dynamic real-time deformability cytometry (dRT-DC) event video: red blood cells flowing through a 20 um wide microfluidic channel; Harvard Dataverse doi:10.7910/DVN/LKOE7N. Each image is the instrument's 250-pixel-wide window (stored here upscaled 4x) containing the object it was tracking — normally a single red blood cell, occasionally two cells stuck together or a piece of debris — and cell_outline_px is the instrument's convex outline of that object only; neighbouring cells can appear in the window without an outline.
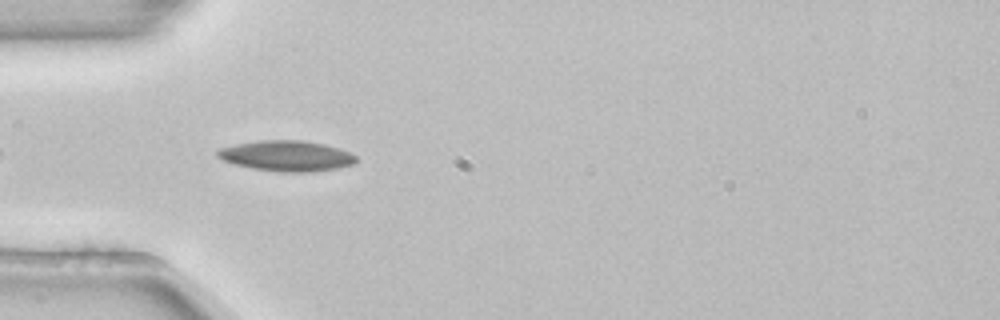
{"species": "common noctule bat (a hibernating species)", "species_latin": "Nyctalus noctula", "temperature_condition": "room temperature", "stored_images_in_passage": 7, "camera_frame_rate_fps": 3000, "um_per_image_px": 0.085, "animal": {"sex": "female", "body_mass_g": 22.7, "forearm_length_mm": 54.2}, "frame": {"image": 1, "passage_image": 4, "time_ms": 1.0, "image_size_px": [1000, 320], "cell_outline_px": [[356, 160], [352, 164], [336, 168], [308, 172], [280, 172], [252, 168], [236, 164], [224, 160], [216, 156], [216, 152], [220, 148], [236, 144], [260, 140], [304, 140], [324, 144], [348, 152], [356, 156]], "centroid_in_image_um": [24.33, 13.24], "position_along_channel_um": 60.7, "area_um2": 24.39}}